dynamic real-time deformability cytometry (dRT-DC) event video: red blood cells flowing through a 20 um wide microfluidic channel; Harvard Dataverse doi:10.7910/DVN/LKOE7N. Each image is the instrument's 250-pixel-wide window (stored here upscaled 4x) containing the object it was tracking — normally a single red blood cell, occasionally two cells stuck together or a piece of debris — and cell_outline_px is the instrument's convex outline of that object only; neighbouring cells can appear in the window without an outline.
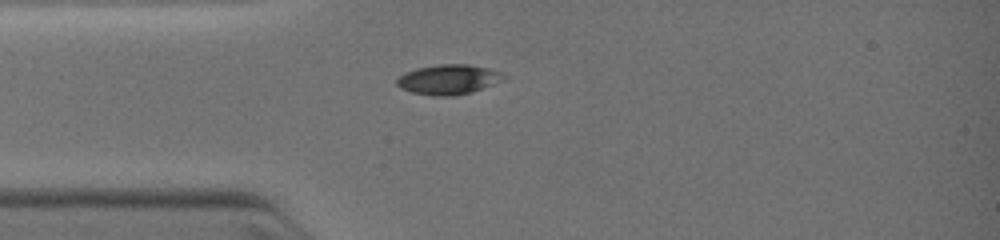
{"species": "common noctule bat (a hibernating species)", "species_latin": "Nyctalus noctula", "temperature_condition": "warm", "stored_images_in_passage": 4, "camera_frame_rate_fps": 3000, "um_per_image_px": 0.085, "animal": {"sex": "female", "body_mass_g": 19.0, "forearm_length_mm": 51.5}, "frame": {"image": 1, "passage_image": 1, "time_ms": 0.0, "image_size_px": [1000, 240], "cell_outline_px": [[500, 72], [488, 84], [480, 88], [468, 92], [452, 96], [440, 96], [412, 92], [400, 88], [396, 84], [396, 80], [404, 72], [416, 68], [440, 64], [468, 64], [488, 68]], "centroid_in_image_um": [37.91, 6.74], "position_along_channel_um": 47.1, "area_um2": 17.57}}
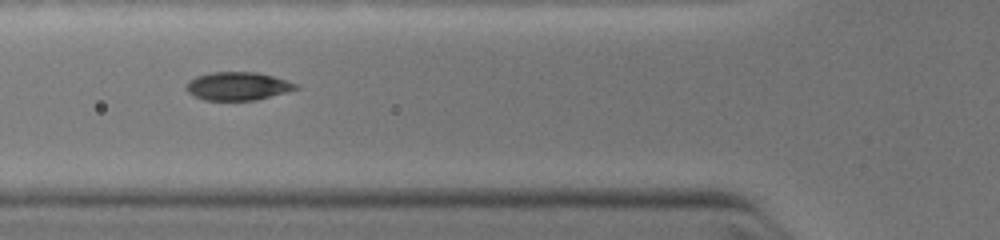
{"frame": {"image": 2, "passage_image": 3, "time_ms": 1.333, "image_size_px": [1000, 240], "cell_outline_px": [[300, 88], [256, 100], [204, 100], [188, 92], [184, 88], [184, 84], [188, 80], [196, 76], [212, 72], [256, 72], [272, 76], [296, 84]], "centroid_in_image_um": [20.14, 7.32], "position_along_channel_um": 105.7, "area_um2": 17.92}}
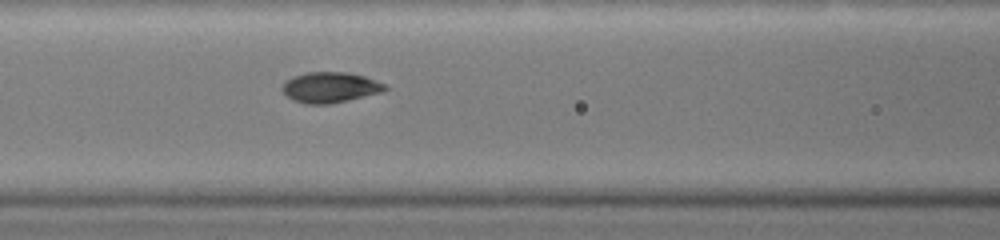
{"frame": {"image": 3, "passage_image": 4, "time_ms": 2.0, "image_size_px": [1000, 240], "cell_outline_px": [[388, 88], [380, 92], [348, 100], [328, 104], [304, 104], [292, 100], [280, 88], [292, 76], [308, 72], [348, 72], [364, 76], [388, 84]], "centroid_in_image_um": [28.07, 7.42], "position_along_channel_um": 138.5, "area_um2": 18.26}}